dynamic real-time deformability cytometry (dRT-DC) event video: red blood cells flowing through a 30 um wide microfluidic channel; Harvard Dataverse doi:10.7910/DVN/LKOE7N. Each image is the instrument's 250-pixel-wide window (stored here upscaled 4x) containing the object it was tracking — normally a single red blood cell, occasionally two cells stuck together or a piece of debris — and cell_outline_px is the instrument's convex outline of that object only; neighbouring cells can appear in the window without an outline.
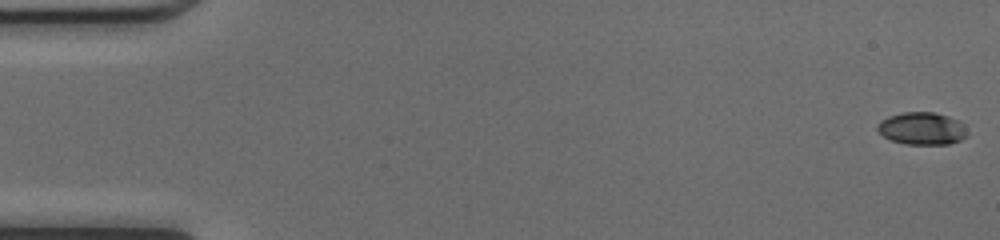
{"species": "common noctule bat (a hibernating species)", "species_latin": "Nyctalus noctula", "temperature_condition": "cold", "stored_images_in_passage": 49, "camera_frame_rate_fps": 3000, "um_per_image_px": 0.085, "animal": {"sex": "female", "body_mass_g": 17.0, "forearm_length_mm": 48.0}, "frame": {"image": 1, "passage_image": 1, "time_ms": 0.0, "image_size_px": [1000, 240], "cell_outline_px": [[968, 136], [960, 140], [948, 144], [904, 144], [892, 140], [884, 136], [876, 128], [880, 120], [888, 116], [904, 112], [932, 112], [948, 116], [956, 120], [964, 128]], "centroid_in_image_um": [78.33, 10.92], "position_along_channel_um": 6.7, "area_um2": 16.76}}
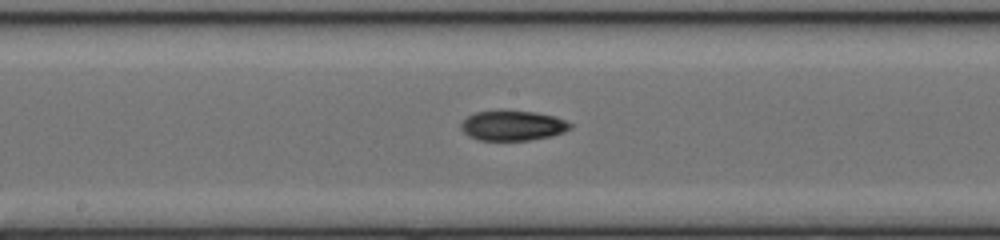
{"frame": {"image": 2, "passage_image": 26, "time_ms": 8.333, "image_size_px": [1000, 240], "cell_outline_px": [[572, 128], [564, 132], [552, 136], [528, 140], [480, 140], [468, 136], [460, 128], [460, 124], [468, 116], [476, 112], [500, 108], [536, 112], [556, 116], [572, 124]], "centroid_in_image_um": [43.57, 10.64], "position_along_channel_um": 204.6, "area_um2": 19.65}}
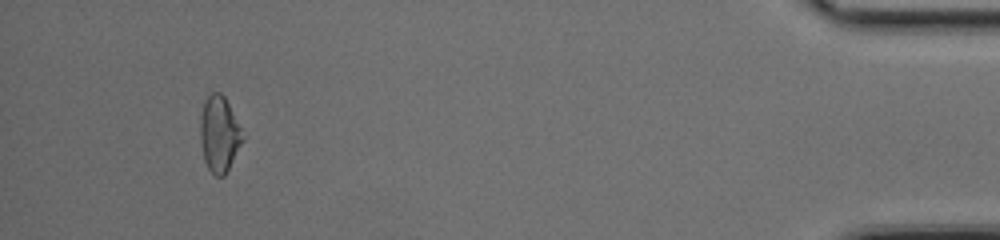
{"frame": {"image": 3, "passage_image": 46, "time_ms": 15.0, "image_size_px": [1000, 240], "cell_outline_px": [[244, 140], [224, 176], [216, 176], [208, 168], [204, 160], [200, 140], [200, 116], [204, 100], [212, 92], [220, 92], [224, 96], [240, 128]], "centroid_in_image_um": [18.61, 11.39], "position_along_channel_um": 416.6, "area_um2": 18.5}}